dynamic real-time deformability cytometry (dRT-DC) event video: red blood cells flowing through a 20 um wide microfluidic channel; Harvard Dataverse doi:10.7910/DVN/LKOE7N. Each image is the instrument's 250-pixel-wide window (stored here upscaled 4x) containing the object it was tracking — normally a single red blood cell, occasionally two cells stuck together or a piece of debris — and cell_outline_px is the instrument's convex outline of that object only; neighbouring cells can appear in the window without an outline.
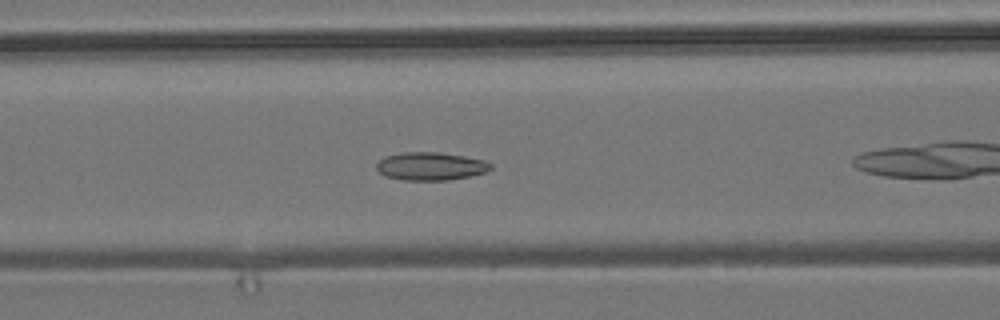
{"species": "common noctule bat (a hibernating species)", "species_latin": "Nyctalus noctula", "temperature_condition": "room temperature", "stored_images_in_passage": 43, "camera_frame_rate_fps": 3000, "um_per_image_px": 0.085, "animal": {"sex": "male", "body_mass_g": 19.2, "forearm_length_mm": 51.8}, "frame": {"image": 1, "passage_image": 9, "time_ms": 2.667, "image_size_px": [1000, 320], "cell_outline_px": [[492, 168], [484, 172], [468, 176], [448, 180], [404, 180], [384, 176], [376, 168], [376, 164], [384, 156], [400, 152], [440, 152], [464, 156], [484, 160], [492, 164]], "centroid_in_image_um": [36.57, 14.12], "position_along_channel_um": 130.0, "area_um2": 18.67}}
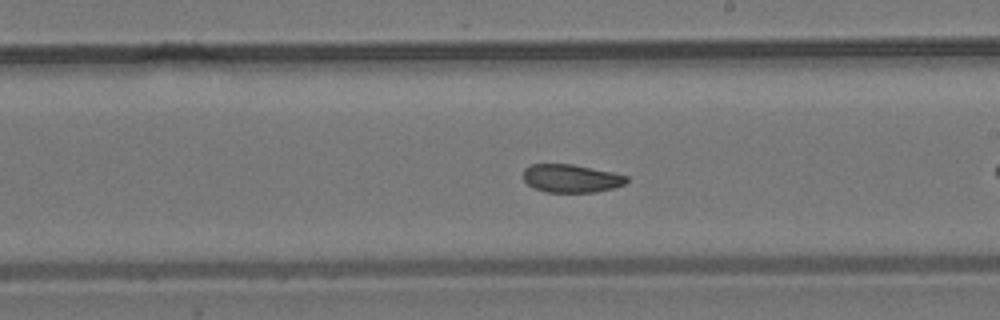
{"frame": {"image": 2, "passage_image": 18, "time_ms": 5.667, "image_size_px": [1000, 320], "cell_outline_px": [[628, 180], [624, 184], [612, 188], [596, 192], [544, 192], [528, 184], [524, 180], [524, 168], [532, 164], [572, 164], [612, 172], [628, 176]], "centroid_in_image_um": [48.55, 15.16], "position_along_channel_um": 240.5, "area_um2": 16.82}}
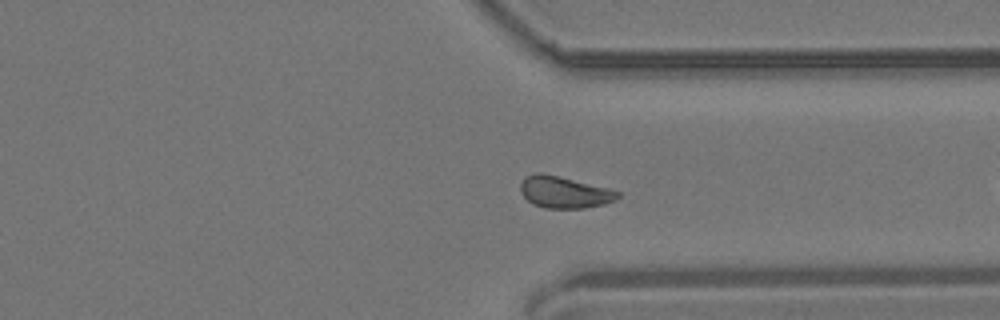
{"frame": {"image": 3, "passage_image": 28, "time_ms": 9.0, "image_size_px": [1000, 320], "cell_outline_px": [[620, 196], [616, 200], [604, 204], [584, 208], [544, 208], [532, 204], [520, 192], [520, 184], [524, 176], [536, 172], [540, 172], [608, 188], [620, 192]], "centroid_in_image_um": [47.94, 16.34], "position_along_channel_um": 363.5, "area_um2": 17.98}, "authors_computed_cell_mechanics": {"area_um2": 17.9758, "velocity_mm_per_s": 3.6864, "shape_relaxation_time_tau1_ms": null, "shape_relaxation_time_tau2_ms": 1.5798, "deformation_change_tau1": null, "deformation_change_tau2": 0.041}}